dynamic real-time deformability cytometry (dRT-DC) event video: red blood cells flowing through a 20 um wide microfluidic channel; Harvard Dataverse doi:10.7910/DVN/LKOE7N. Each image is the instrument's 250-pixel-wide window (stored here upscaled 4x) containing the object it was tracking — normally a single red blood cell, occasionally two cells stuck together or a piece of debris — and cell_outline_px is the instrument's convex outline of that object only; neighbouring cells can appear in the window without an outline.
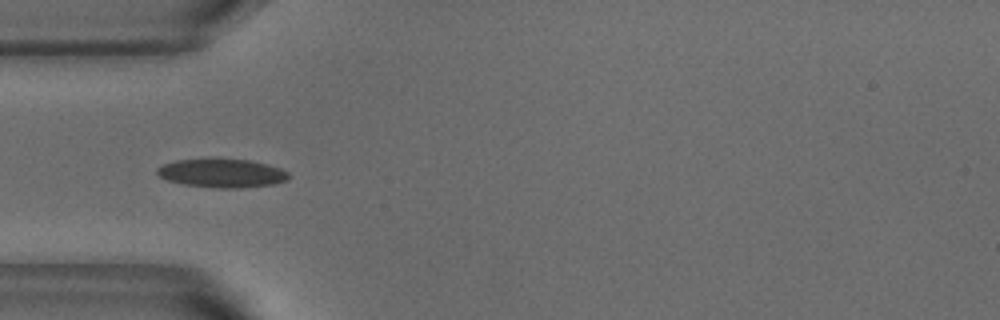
{"species": "common noctule bat (a hibernating species)", "species_latin": "Nyctalus noctula", "temperature_condition": "warm", "stored_images_in_passage": 38, "camera_frame_rate_fps": 3000, "um_per_image_px": 0.085, "animal": {"sex": "male", "body_mass_g": 18.8}, "frame": {"image": 1, "passage_image": 1, "time_ms": 0.0, "image_size_px": [1000, 320], "cell_outline_px": [[288, 180], [272, 184], [240, 188], [216, 188], [184, 184], [168, 180], [160, 176], [156, 172], [156, 168], [164, 164], [176, 160], [208, 156], [220, 156], [248, 160], [268, 164], [280, 168], [288, 172]], "centroid_in_image_um": [18.84, 14.67], "position_along_channel_um": 66.2, "area_um2": 22.72}}
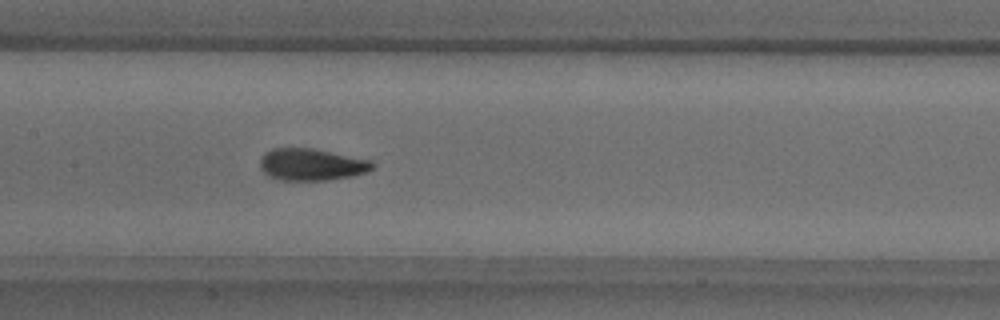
{"frame": {"image": 2, "passage_image": 10, "time_ms": 3.0, "image_size_px": [1000, 320], "cell_outline_px": [[376, 164], [368, 172], [352, 176], [328, 180], [280, 180], [264, 172], [260, 168], [260, 160], [272, 148], [312, 148], [372, 160]], "centroid_in_image_um": [26.54, 13.98], "position_along_channel_um": 180.9, "area_um2": 20.81}}
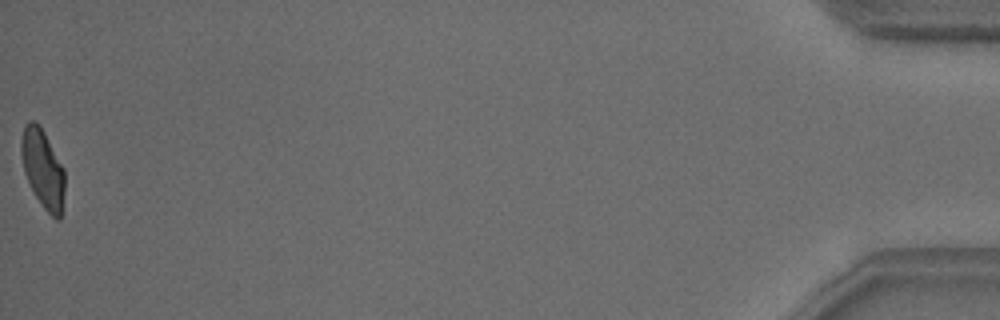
{"frame": {"image": 3, "passage_image": 38, "time_ms": 12.333, "image_size_px": [1000, 320], "cell_outline_px": [[64, 192], [60, 220], [56, 220], [44, 208], [36, 196], [24, 172], [20, 152], [20, 140], [24, 124], [28, 120], [32, 120], [44, 132], [64, 168]], "centroid_in_image_um": [3.62, 14.32], "position_along_channel_um": 431.6, "area_um2": 19.77}, "authors_computed_cell_mechanics": {"area_um2": 20.7791, "velocity_mm_per_s": 3.7876, "shape_relaxation_time_tau1_ms": 3.6484, "shape_relaxation_time_tau2_ms": 0.993, "deformation_change_tau1": 0.1365, "deformation_change_tau2": 0.0477}}